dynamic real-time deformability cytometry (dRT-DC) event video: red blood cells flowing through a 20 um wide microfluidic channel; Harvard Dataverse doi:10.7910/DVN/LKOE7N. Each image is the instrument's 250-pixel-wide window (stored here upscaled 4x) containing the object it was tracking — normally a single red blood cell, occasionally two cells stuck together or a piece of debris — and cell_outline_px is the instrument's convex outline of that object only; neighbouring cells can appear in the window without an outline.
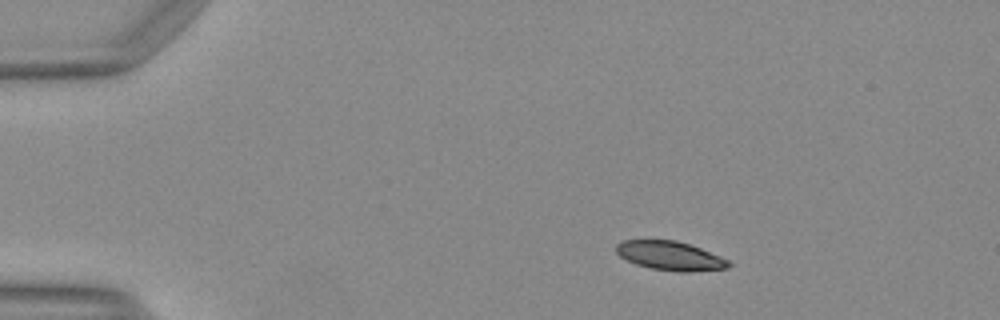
{"species": "Egyptian fruit bat (a non-hibernating species)", "species_latin": "Rousettus aegyptiacus", "temperature_condition": "warm", "stored_images_in_passage": 39, "camera_frame_rate_fps": 3000, "um_per_image_px": 0.085, "animal": {"sex": "female"}, "frame": {"image": 1, "passage_image": 1, "time_ms": 0.0, "image_size_px": [1000, 320], "cell_outline_px": [[732, 264], [728, 268], [688, 272], [680, 272], [652, 268], [636, 264], [620, 256], [616, 252], [616, 244], [620, 240], [676, 240], [700, 248], [720, 256], [728, 260]], "centroid_in_image_um": [56.96, 21.74], "position_along_channel_um": 28.0, "area_um2": 18.9}}
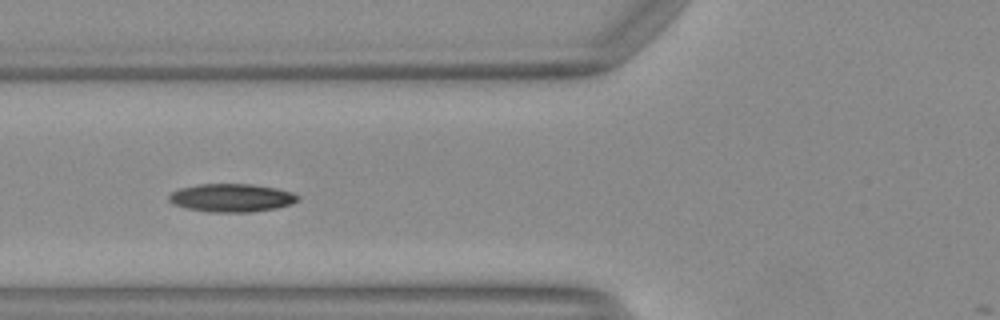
{"frame": {"image": 2, "passage_image": 12, "time_ms": 3.667, "image_size_px": [1000, 320], "cell_outline_px": [[300, 200], [292, 204], [276, 208], [252, 212], [208, 212], [188, 208], [172, 204], [168, 200], [168, 196], [172, 192], [180, 188], [196, 184], [252, 184], [276, 188], [292, 192], [300, 196]], "centroid_in_image_um": [19.7, 16.81], "position_along_channel_um": 106.1, "area_um2": 21.33}}
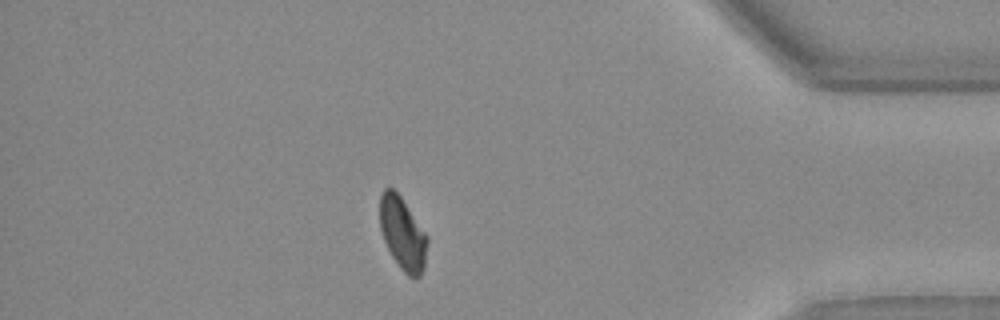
{"frame": {"image": 3, "passage_image": 36, "time_ms": 11.667, "image_size_px": [1000, 320], "cell_outline_px": [[428, 240], [424, 268], [420, 276], [408, 276], [400, 268], [392, 256], [384, 240], [380, 228], [380, 196], [384, 188], [392, 188], [400, 196], [428, 236]], "centroid_in_image_um": [34.22, 19.85], "position_along_channel_um": 401.0, "area_um2": 19.88}}